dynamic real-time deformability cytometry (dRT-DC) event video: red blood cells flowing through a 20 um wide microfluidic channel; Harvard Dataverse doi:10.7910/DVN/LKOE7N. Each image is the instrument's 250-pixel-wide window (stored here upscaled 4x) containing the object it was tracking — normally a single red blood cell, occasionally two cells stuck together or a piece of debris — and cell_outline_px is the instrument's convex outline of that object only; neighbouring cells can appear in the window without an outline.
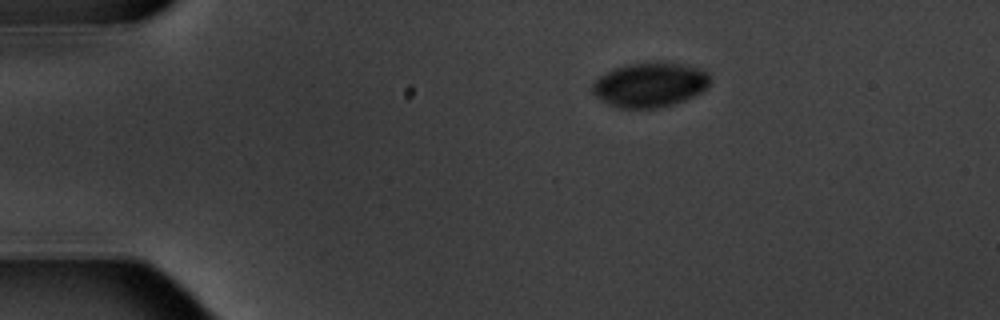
{"species": "common noctule bat (a hibernating species)", "species_latin": "Nyctalus noctula", "temperature_condition": "warm", "stored_images_in_passage": 3, "camera_frame_rate_fps": 3000, "um_per_image_px": 0.085, "animal": {"sex": "male", "body_mass_g": 20.1, "forearm_length_mm": 53.5}, "frame": {"image": 1, "passage_image": 1, "time_ms": 0.0, "image_size_px": [1000, 320], "cell_outline_px": [[708, 88], [684, 100], [672, 104], [656, 108], [620, 108], [608, 104], [596, 96], [592, 92], [592, 84], [600, 76], [616, 68], [628, 64], [648, 60], [664, 60], [700, 68], [708, 72]], "centroid_in_image_um": [55.25, 7.17], "position_along_channel_um": 29.8, "area_um2": 30.81}}